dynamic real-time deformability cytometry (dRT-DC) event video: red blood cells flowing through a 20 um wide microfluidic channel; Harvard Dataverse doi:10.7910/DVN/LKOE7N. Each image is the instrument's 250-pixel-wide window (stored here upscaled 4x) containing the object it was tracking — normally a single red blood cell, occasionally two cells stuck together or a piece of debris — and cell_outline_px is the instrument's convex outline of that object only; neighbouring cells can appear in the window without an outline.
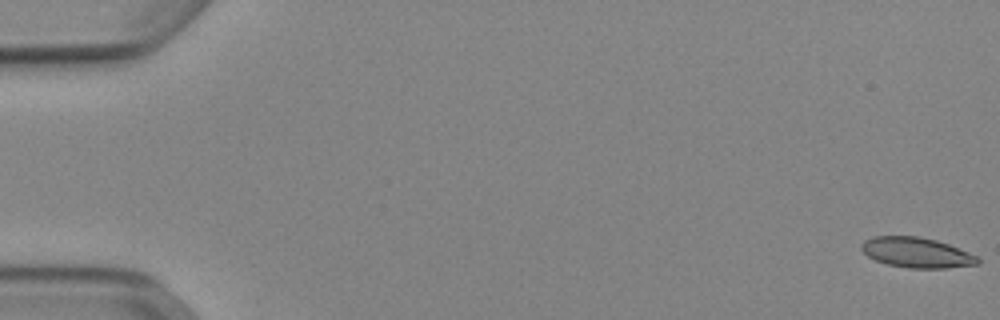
{"species": "Egyptian fruit bat (a non-hibernating species)", "species_latin": "Rousettus aegyptiacus", "temperature_condition": "cold", "stored_images_in_passage": 53, "camera_frame_rate_fps": 3000, "um_per_image_px": 0.085, "animal": {"sex": "female"}, "frame": {"image": 1, "passage_image": 1, "time_ms": 0.0, "image_size_px": [1000, 320], "cell_outline_px": [[980, 264], [948, 268], [908, 268], [888, 264], [876, 260], [868, 256], [860, 248], [860, 244], [864, 240], [872, 236], [920, 236], [936, 240], [948, 244], [968, 252], [976, 256], [980, 260]], "centroid_in_image_um": [77.9, 21.46], "position_along_channel_um": 7.1, "area_um2": 20.52}}
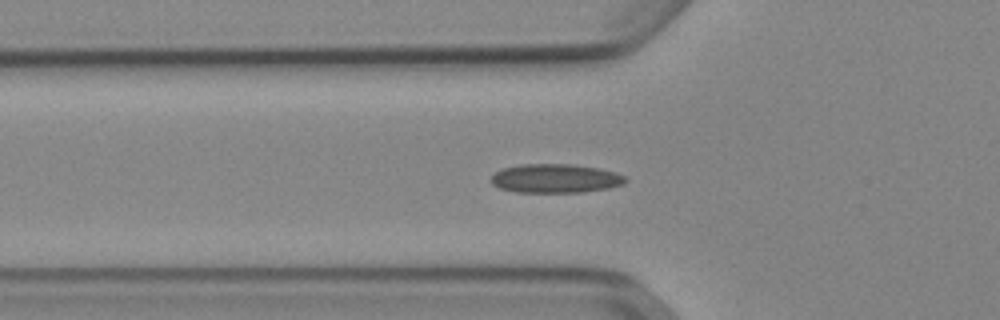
{"frame": {"image": 2, "passage_image": 19, "time_ms": 6.0, "image_size_px": [1000, 320], "cell_outline_px": [[628, 180], [624, 184], [608, 188], [584, 192], [516, 192], [500, 188], [492, 184], [488, 180], [496, 172], [504, 168], [520, 164], [572, 164], [596, 168], [616, 172], [624, 176]], "centroid_in_image_um": [47.2, 15.17], "position_along_channel_um": 78.6, "area_um2": 22.66}}
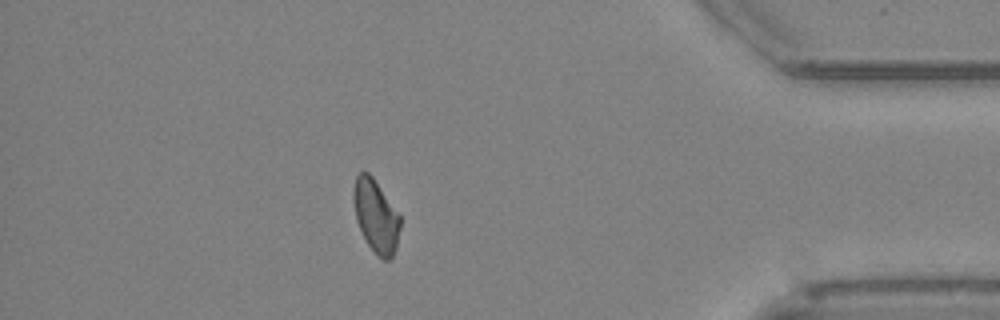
{"frame": {"image": 3, "passage_image": 47, "time_ms": 15.333, "image_size_px": [1000, 320], "cell_outline_px": [[400, 228], [396, 248], [392, 256], [388, 260], [380, 260], [376, 256], [368, 244], [356, 220], [352, 196], [352, 192], [356, 176], [360, 172], [368, 172], [372, 176], [400, 216]], "centroid_in_image_um": [31.94, 18.38], "position_along_channel_um": 403.3, "area_um2": 19.71}, "authors_computed_cell_mechanics": {"area_um2": 20.6924, "velocity_mm_per_s": 3.8938, "shape_relaxation_time_tau1_ms": null, "shape_relaxation_time_tau2_ms": 4.9774, "deformation_change_tau1": null, "deformation_change_tau2": 0.1061}}